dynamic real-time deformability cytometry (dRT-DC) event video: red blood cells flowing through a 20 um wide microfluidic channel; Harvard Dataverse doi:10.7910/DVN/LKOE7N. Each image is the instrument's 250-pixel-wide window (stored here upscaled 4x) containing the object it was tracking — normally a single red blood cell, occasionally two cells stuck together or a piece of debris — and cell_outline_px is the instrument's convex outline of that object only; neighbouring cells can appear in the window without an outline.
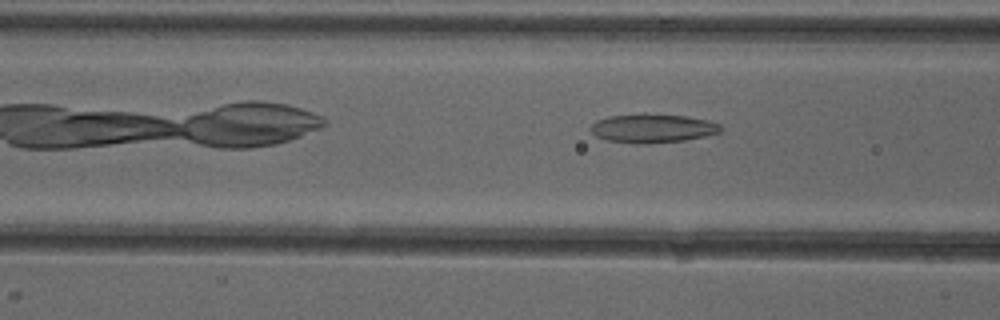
{"species": "common noctule bat (a hibernating species)", "species_latin": "Nyctalus noctula", "temperature_condition": "cold", "stored_images_in_passage": 6, "camera_frame_rate_fps": 3000, "um_per_image_px": 0.085, "animal": {"sex": "female"}, "frame": {"image": 1, "passage_image": 6, "time_ms": 6.333, "image_size_px": [1000, 320], "cell_outline_px": [[724, 128], [720, 132], [704, 136], [684, 140], [648, 144], [636, 144], [608, 140], [596, 136], [588, 128], [596, 120], [608, 116], [644, 112], [684, 116], [708, 120], [720, 124]], "centroid_in_image_um": [55.44, 10.89], "position_along_channel_um": 111.2, "area_um2": 22.25}}